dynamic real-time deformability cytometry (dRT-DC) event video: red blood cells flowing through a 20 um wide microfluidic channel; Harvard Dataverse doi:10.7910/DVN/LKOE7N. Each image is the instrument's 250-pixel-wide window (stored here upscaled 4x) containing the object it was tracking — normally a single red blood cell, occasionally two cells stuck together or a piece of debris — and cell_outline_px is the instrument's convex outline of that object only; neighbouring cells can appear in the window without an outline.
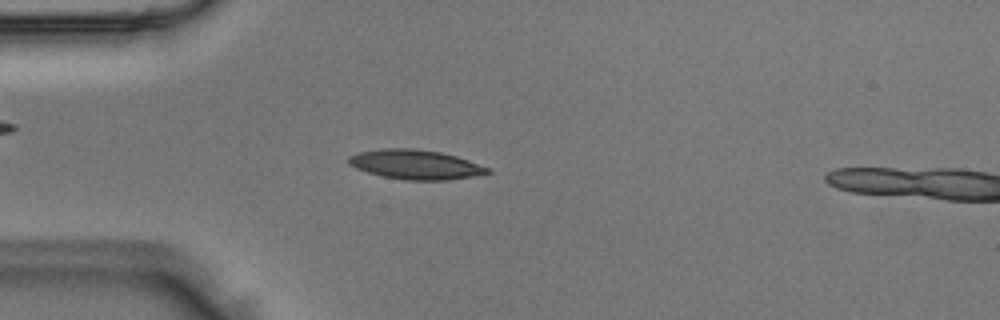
{"species": "Egyptian fruit bat (a non-hibernating species)", "species_latin": "Rousettus aegyptiacus", "temperature_condition": "room temperature", "stored_images_in_passage": 4, "camera_frame_rate_fps": 3000, "um_per_image_px": 0.085, "animal": {"sex": "male"}, "frame": {"image": 1, "passage_image": 3, "time_ms": 0.667, "image_size_px": [1000, 320], "cell_outline_px": [[492, 172], [472, 176], [444, 180], [408, 180], [384, 176], [368, 172], [356, 168], [348, 164], [348, 156], [360, 152], [380, 148], [416, 148], [440, 152], [456, 156], [468, 160], [488, 168]], "centroid_in_image_um": [35.28, 13.97], "position_along_channel_um": 49.7, "area_um2": 23.64}}